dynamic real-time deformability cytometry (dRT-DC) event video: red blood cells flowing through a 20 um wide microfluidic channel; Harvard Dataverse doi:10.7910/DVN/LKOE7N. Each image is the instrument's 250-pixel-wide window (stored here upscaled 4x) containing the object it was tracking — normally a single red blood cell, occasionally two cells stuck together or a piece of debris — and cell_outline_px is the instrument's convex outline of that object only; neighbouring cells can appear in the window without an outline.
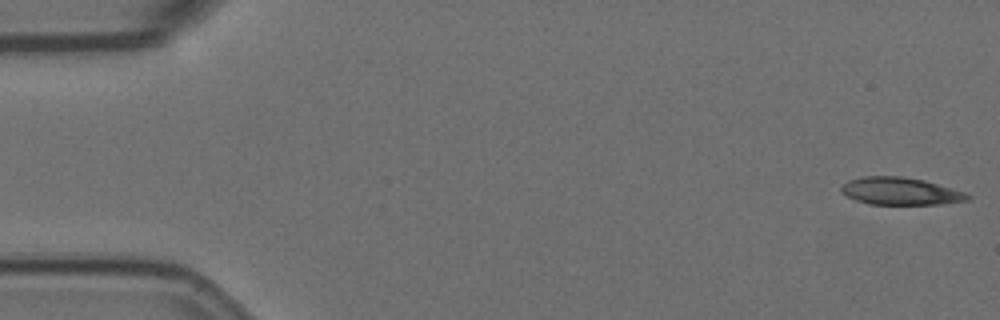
{"species": "Egyptian fruit bat (a non-hibernating species)", "species_latin": "Rousettus aegyptiacus", "temperature_condition": "room temperature", "stored_images_in_passage": 6, "camera_frame_rate_fps": 3000, "um_per_image_px": 0.085, "animal": {"sex": "female"}, "frame": {"image": 1, "passage_image": 1, "time_ms": 0.0, "image_size_px": [1000, 320], "cell_outline_px": [[972, 196], [968, 200], [940, 204], [868, 204], [856, 200], [840, 192], [840, 188], [848, 180], [864, 176], [900, 176], [924, 180], [964, 192]], "centroid_in_image_um": [76.51, 16.25], "position_along_channel_um": 8.5, "area_um2": 20.06}}